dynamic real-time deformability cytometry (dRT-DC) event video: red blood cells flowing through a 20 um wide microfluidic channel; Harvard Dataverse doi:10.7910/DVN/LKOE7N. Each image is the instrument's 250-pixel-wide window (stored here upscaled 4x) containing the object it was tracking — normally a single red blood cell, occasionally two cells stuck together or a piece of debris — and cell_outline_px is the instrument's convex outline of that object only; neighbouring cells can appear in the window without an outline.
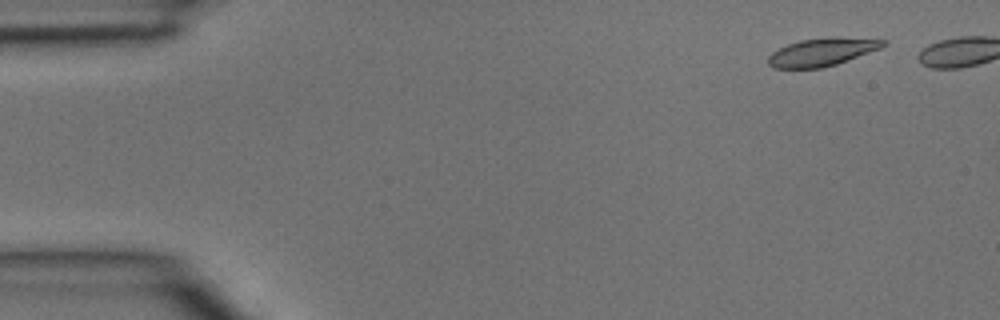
{"species": "common noctule bat (a hibernating species)", "species_latin": "Nyctalus noctula", "temperature_condition": "room temperature", "stored_images_in_passage": 4, "camera_frame_rate_fps": 3000, "um_per_image_px": 0.085, "animal": {"sex": "male", "body_mass_g": 15.6}, "frame": {"image": 1, "passage_image": 1, "time_ms": 0.0, "image_size_px": [1000, 320], "cell_outline_px": [[888, 44], [880, 48], [836, 64], [820, 68], [772, 68], [768, 64], [768, 56], [772, 52], [788, 44], [800, 40], [828, 36], [836, 36], [888, 40]], "centroid_in_image_um": [69.88, 4.4], "position_along_channel_um": 15.1, "area_um2": 18.79}}